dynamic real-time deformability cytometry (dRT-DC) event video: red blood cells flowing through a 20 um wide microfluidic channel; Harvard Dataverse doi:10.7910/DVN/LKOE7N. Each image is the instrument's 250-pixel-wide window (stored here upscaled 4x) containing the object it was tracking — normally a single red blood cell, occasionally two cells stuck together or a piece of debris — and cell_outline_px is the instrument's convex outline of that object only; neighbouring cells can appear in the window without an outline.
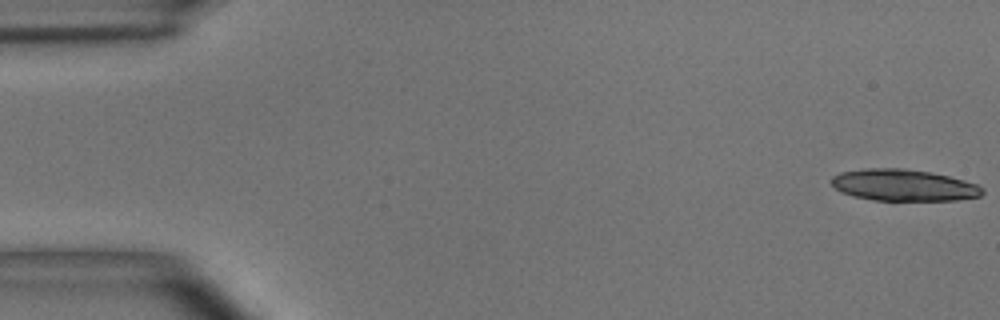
{"species": "common noctule bat (a hibernating species)", "species_latin": "Nyctalus noctula", "temperature_condition": "room temperature", "stored_images_in_passage": 42, "camera_frame_rate_fps": 3000, "um_per_image_px": 0.085, "animal": {"sex": "male", "body_mass_g": 15.6}, "frame": {"image": 1, "passage_image": 1, "time_ms": 0.0, "image_size_px": [1000, 320], "cell_outline_px": [[984, 192], [980, 196], [956, 200], [872, 200], [852, 196], [840, 192], [828, 180], [832, 176], [840, 172], [864, 168], [904, 168], [932, 172], [964, 180], [976, 184], [984, 188]], "centroid_in_image_um": [76.77, 15.73], "position_along_channel_um": 8.2, "area_um2": 28.03}, "authors_computed_cell_mechanics": {"area_um2": 16.0684, "velocity_mm_per_s": 3.6363, "shape_relaxation_time_tau1_ms": 3.834, "shape_relaxation_time_tau2_ms": null, "deformation_change_tau1": 0.1374, "deformation_change_tau2": null}}